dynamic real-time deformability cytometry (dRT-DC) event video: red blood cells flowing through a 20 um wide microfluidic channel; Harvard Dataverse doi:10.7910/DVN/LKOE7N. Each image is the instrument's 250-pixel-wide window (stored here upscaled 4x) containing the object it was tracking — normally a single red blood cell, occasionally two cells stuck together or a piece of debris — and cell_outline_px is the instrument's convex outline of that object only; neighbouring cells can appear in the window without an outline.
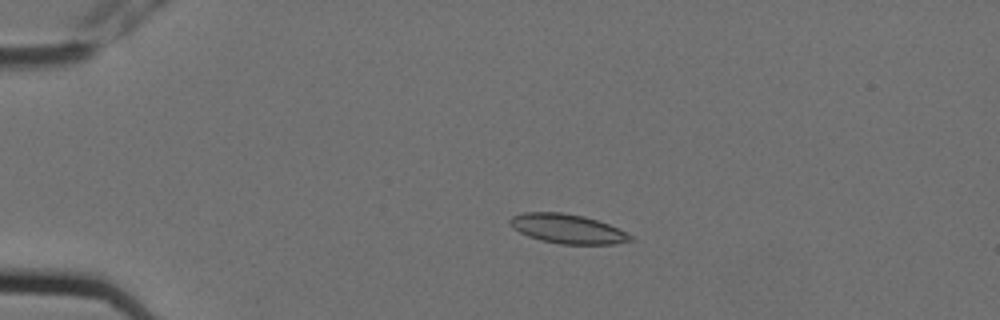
{"species": "Egyptian fruit bat (a non-hibernating species)", "species_latin": "Rousettus aegyptiacus", "temperature_condition": "cold", "stored_images_in_passage": 4, "camera_frame_rate_fps": 3000, "um_per_image_px": 0.085, "animal": {"sex": "female"}, "frame": {"image": 1, "passage_image": 3, "time_ms": 0.667, "image_size_px": [1000, 320], "cell_outline_px": [[636, 240], [616, 244], [560, 244], [540, 240], [528, 236], [512, 228], [508, 224], [508, 220], [512, 216], [524, 212], [564, 212], [584, 216], [608, 224], [632, 236]], "centroid_in_image_um": [48.2, 19.45], "position_along_channel_um": 36.8, "area_um2": 20.69}}